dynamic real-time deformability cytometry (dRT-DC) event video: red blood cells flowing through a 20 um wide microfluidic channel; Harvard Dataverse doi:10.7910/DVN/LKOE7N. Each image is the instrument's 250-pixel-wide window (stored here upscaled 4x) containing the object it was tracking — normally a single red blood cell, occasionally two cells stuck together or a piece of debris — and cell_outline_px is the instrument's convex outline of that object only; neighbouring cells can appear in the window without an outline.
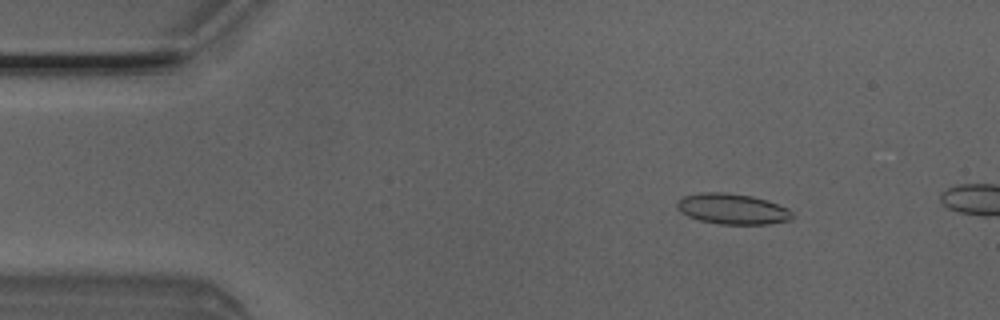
{"species": "Egyptian fruit bat (a non-hibernating species)", "species_latin": "Rousettus aegyptiacus", "temperature_condition": "room temperature", "stored_images_in_passage": 3, "camera_frame_rate_fps": 3000, "um_per_image_px": 0.085, "animal": {"sex": "male"}, "frame": {"image": 1, "passage_image": 1, "time_ms": 0.0, "image_size_px": [1000, 320], "cell_outline_px": [[792, 220], [768, 224], [720, 224], [700, 220], [688, 216], [680, 212], [676, 204], [684, 196], [700, 192], [724, 192], [752, 196], [768, 200], [788, 208], [792, 212]], "centroid_in_image_um": [62.28, 17.76], "position_along_channel_um": 22.7, "area_um2": 20.58}}